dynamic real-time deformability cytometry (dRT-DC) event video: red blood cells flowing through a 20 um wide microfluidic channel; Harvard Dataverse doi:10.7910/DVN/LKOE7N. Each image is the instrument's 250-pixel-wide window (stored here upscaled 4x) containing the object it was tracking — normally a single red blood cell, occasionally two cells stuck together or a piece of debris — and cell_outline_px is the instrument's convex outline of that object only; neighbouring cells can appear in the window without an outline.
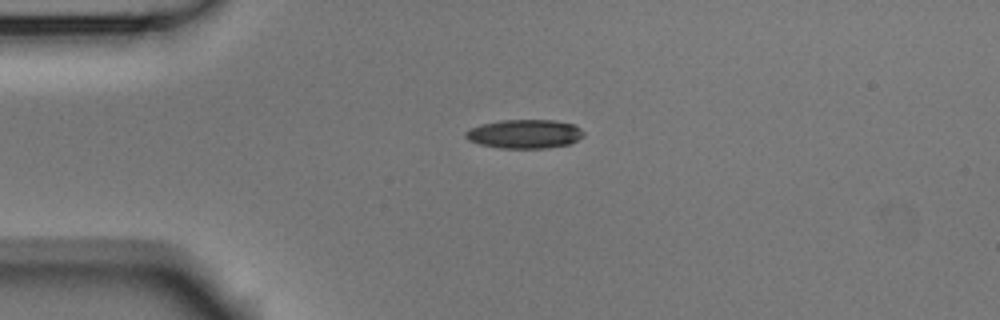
{"species": "Egyptian fruit bat (a non-hibernating species)", "species_latin": "Rousettus aegyptiacus", "temperature_condition": "room temperature", "stored_images_in_passage": 4, "camera_frame_rate_fps": 3000, "um_per_image_px": 0.085, "animal": {"sex": "male"}, "frame": {"image": 1, "passage_image": 3, "time_ms": 0.667, "image_size_px": [1000, 320], "cell_outline_px": [[584, 136], [568, 144], [544, 148], [500, 148], [480, 144], [468, 140], [464, 136], [464, 132], [468, 128], [480, 124], [500, 120], [556, 120], [572, 124], [580, 128], [584, 132]], "centroid_in_image_um": [44.55, 11.37], "position_along_channel_um": 40.5, "area_um2": 19.94}}